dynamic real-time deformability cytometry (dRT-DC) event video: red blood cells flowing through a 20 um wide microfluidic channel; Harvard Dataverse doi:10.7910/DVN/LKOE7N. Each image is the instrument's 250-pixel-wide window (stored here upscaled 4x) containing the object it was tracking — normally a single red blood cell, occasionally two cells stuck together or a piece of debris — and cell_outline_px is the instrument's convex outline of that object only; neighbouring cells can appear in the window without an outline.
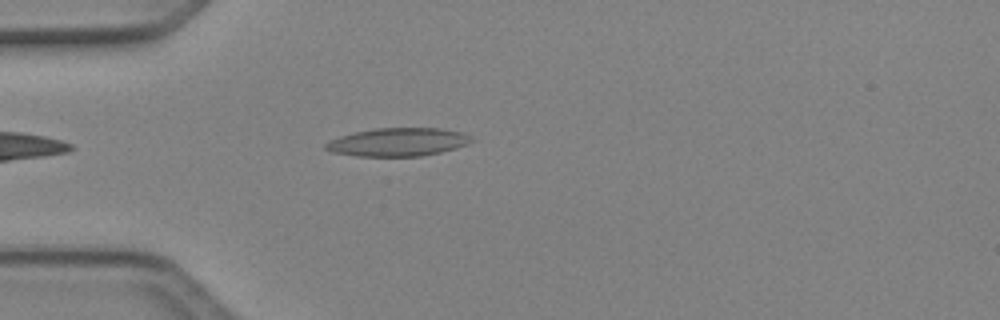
{"species": "Egyptian fruit bat (a non-hibernating species)", "species_latin": "Rousettus aegyptiacus", "temperature_condition": "cold", "stored_images_in_passage": 3, "camera_frame_rate_fps": 3000, "um_per_image_px": 0.085, "animal": {"sex": "female"}, "frame": {"image": 1, "passage_image": 3, "time_ms": 0.667, "image_size_px": [1000, 320], "cell_outline_px": [[476, 140], [468, 144], [456, 148], [440, 152], [420, 156], [356, 156], [332, 152], [324, 148], [324, 144], [340, 136], [356, 132], [376, 128], [440, 128], [464, 132], [472, 136]], "centroid_in_image_um": [33.89, 12.07], "position_along_channel_um": 51.1, "area_um2": 24.04}}